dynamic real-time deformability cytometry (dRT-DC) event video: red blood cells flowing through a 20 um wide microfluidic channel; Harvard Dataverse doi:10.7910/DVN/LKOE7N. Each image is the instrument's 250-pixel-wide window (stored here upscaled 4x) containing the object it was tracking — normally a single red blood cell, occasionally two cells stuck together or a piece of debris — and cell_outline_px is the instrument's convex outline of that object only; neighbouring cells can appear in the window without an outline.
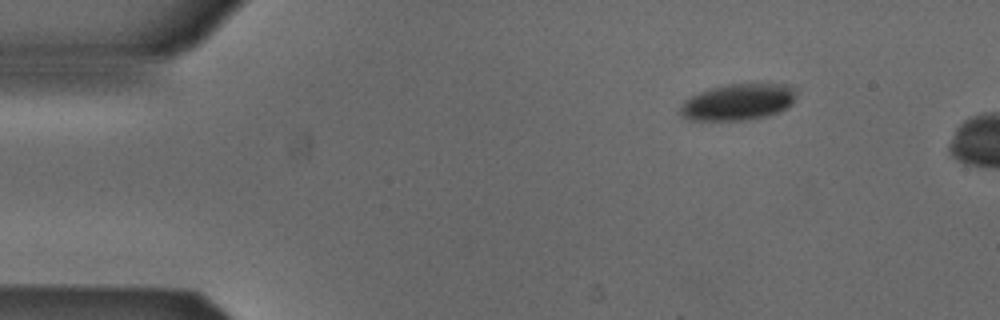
{"species": "Egyptian fruit bat (a non-hibernating species)", "species_latin": "Rousettus aegyptiacus", "temperature_condition": "cold", "stored_images_in_passage": 5, "camera_frame_rate_fps": 3000, "um_per_image_px": 0.085, "animal": {"sex": "male"}, "frame": {"image": 1, "passage_image": 1, "time_ms": 0.0, "image_size_px": [1000, 320], "cell_outline_px": [[796, 96], [792, 104], [788, 108], [780, 112], [768, 116], [748, 120], [688, 120], [680, 112], [680, 108], [684, 100], [700, 92], [712, 88], [728, 84], [784, 84], [796, 88]], "centroid_in_image_um": [62.79, 8.68], "position_along_channel_um": 22.2, "area_um2": 24.68}}